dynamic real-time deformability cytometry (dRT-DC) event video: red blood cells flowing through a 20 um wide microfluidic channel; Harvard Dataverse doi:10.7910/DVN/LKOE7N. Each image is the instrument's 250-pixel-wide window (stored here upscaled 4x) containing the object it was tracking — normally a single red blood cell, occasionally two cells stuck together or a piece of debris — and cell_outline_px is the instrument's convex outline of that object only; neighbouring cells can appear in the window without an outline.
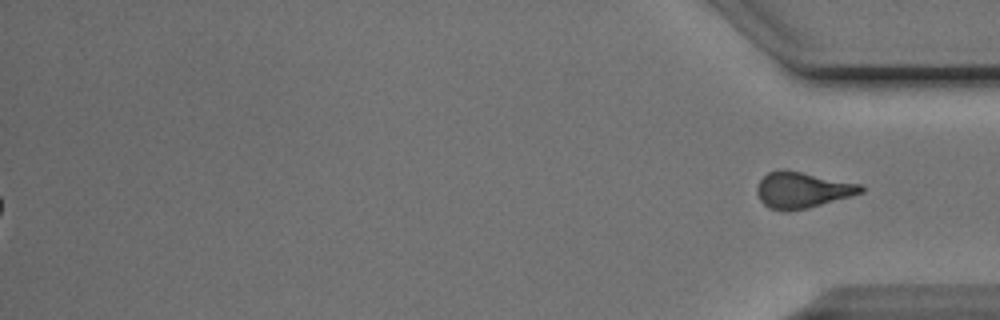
{"species": "Egyptian fruit bat (a non-hibernating species)", "species_latin": "Rousettus aegyptiacus", "temperature_condition": "cold", "stored_images_in_passage": 40, "segment_of_instrument_passage": [2, 2], "camera_frame_rate_fps": 3000, "um_per_image_px": 0.085, "animal": {"sex": "male"}, "frame": {"image": 1, "passage_image": 40, "time_ms": 13.0, "image_size_px": [1000, 320], "cell_outline_px": [[864, 192], [808, 208], [788, 212], [784, 212], [768, 208], [760, 200], [756, 192], [756, 188], [760, 180], [768, 172], [780, 168], [784, 168], [860, 184], [864, 188]], "centroid_in_image_um": [68.14, 16.15], "position_along_channel_um": 367.1, "area_um2": 22.02}}